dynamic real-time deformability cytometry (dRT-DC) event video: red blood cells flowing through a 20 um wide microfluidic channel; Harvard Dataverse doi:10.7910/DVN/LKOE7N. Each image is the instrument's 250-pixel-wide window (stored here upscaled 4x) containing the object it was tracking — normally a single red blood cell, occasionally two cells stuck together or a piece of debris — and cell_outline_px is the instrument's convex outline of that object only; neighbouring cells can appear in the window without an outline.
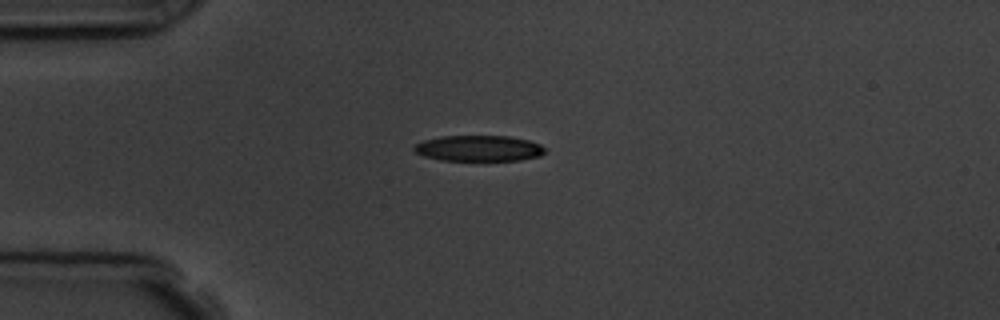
{"species": "common noctule bat (a hibernating species)", "species_latin": "Nyctalus noctula", "temperature_condition": "room temperature", "stored_images_in_passage": 5, "camera_frame_rate_fps": 3000, "um_per_image_px": 0.085, "animal": {"sex": "male", "body_mass_g": 19.5, "forearm_length_mm": 54.6}, "frame": {"image": 1, "passage_image": 3, "time_ms": 3.0, "image_size_px": [1000, 320], "cell_outline_px": [[544, 152], [540, 156], [520, 160], [440, 160], [424, 156], [416, 152], [412, 148], [416, 144], [424, 140], [440, 136], [508, 136], [528, 140], [540, 144], [544, 148]], "centroid_in_image_um": [40.68, 12.6], "position_along_channel_um": 44.3, "area_um2": 19.59}}